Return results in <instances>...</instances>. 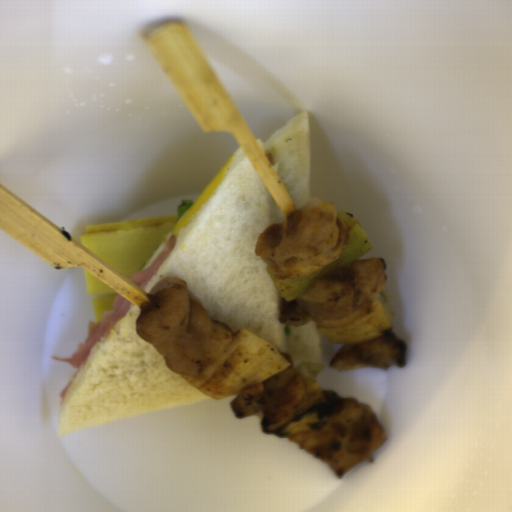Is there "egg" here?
<instances>
[{
    "label": "egg",
    "mask_w": 512,
    "mask_h": 512,
    "mask_svg": "<svg viewBox=\"0 0 512 512\" xmlns=\"http://www.w3.org/2000/svg\"><path fill=\"white\" fill-rule=\"evenodd\" d=\"M246 153L242 148H238L226 164L221 168L213 180L208 184L200 196L191 205L185 215L181 218L178 224L171 231L176 234L177 239L181 237L194 223L210 201L214 198L217 192L245 159Z\"/></svg>",
    "instance_id": "d2b9013d"
}]
</instances>
